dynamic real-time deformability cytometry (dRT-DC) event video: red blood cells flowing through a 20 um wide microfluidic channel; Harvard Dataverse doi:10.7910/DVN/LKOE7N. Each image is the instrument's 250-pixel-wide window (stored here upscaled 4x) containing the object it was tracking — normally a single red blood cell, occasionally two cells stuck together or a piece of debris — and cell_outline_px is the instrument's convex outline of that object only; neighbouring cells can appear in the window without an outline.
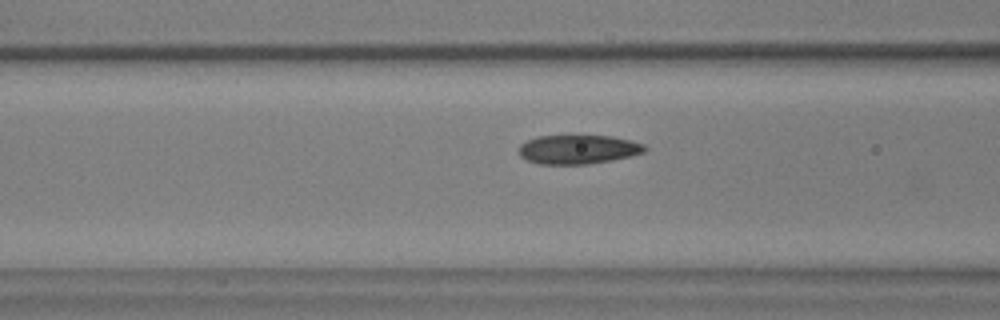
{"species": "common noctule bat (a hibernating species)", "species_latin": "Nyctalus noctula", "temperature_condition": "warm", "stored_images_in_passage": 17, "camera_frame_rate_fps": 3000, "um_per_image_px": 0.085, "animal": {"sex": "male", "body_mass_g": 17.9, "forearm_length_mm": 54.2}, "frame": {"image": 1, "passage_image": 11, "time_ms": 3.333, "image_size_px": [1000, 320], "cell_outline_px": [[648, 148], [644, 152], [632, 156], [612, 160], [588, 164], [540, 164], [528, 160], [520, 156], [520, 144], [536, 136], [612, 136], [644, 144]], "centroid_in_image_um": [49.16, 12.7], "position_along_channel_um": 117.4, "area_um2": 21.21}}
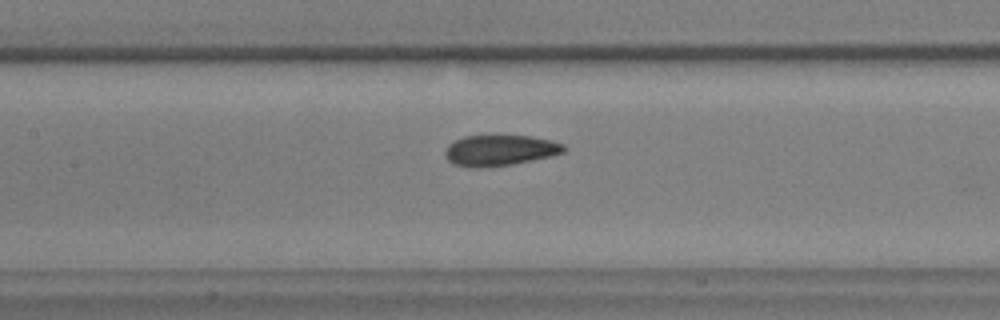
{"frame": {"image": 2, "passage_image": 15, "time_ms": 4.667, "image_size_px": [1000, 320], "cell_outline_px": [[568, 148], [564, 152], [548, 156], [512, 164], [480, 168], [468, 168], [452, 164], [444, 156], [444, 152], [448, 144], [464, 136], [492, 132], [528, 136], [552, 140], [564, 144]], "centroid_in_image_um": [42.43, 12.73], "position_along_channel_um": 165.0, "area_um2": 22.25}}